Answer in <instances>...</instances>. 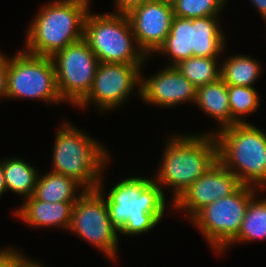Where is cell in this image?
I'll use <instances>...</instances> for the list:
<instances>
[{
    "label": "cell",
    "instance_id": "6da1fadb",
    "mask_svg": "<svg viewBox=\"0 0 266 267\" xmlns=\"http://www.w3.org/2000/svg\"><path fill=\"white\" fill-rule=\"evenodd\" d=\"M153 179L129 177L116 183L105 198L109 218L118 232L140 235L155 228L164 215L165 193Z\"/></svg>",
    "mask_w": 266,
    "mask_h": 267
},
{
    "label": "cell",
    "instance_id": "7a4b0ae2",
    "mask_svg": "<svg viewBox=\"0 0 266 267\" xmlns=\"http://www.w3.org/2000/svg\"><path fill=\"white\" fill-rule=\"evenodd\" d=\"M163 153L161 166L153 180L160 187H173L172 202L218 160V146L213 132L173 135L168 139Z\"/></svg>",
    "mask_w": 266,
    "mask_h": 267
},
{
    "label": "cell",
    "instance_id": "3957f363",
    "mask_svg": "<svg viewBox=\"0 0 266 267\" xmlns=\"http://www.w3.org/2000/svg\"><path fill=\"white\" fill-rule=\"evenodd\" d=\"M90 0H54L41 8L27 29L25 51L52 57L84 38Z\"/></svg>",
    "mask_w": 266,
    "mask_h": 267
},
{
    "label": "cell",
    "instance_id": "277c9868",
    "mask_svg": "<svg viewBox=\"0 0 266 267\" xmlns=\"http://www.w3.org/2000/svg\"><path fill=\"white\" fill-rule=\"evenodd\" d=\"M218 160L244 185L266 188V133L249 123L213 133ZM257 185V186H256Z\"/></svg>",
    "mask_w": 266,
    "mask_h": 267
},
{
    "label": "cell",
    "instance_id": "5b68a950",
    "mask_svg": "<svg viewBox=\"0 0 266 267\" xmlns=\"http://www.w3.org/2000/svg\"><path fill=\"white\" fill-rule=\"evenodd\" d=\"M58 129L51 172L73 178L85 190L98 188L110 157L105 147L69 122Z\"/></svg>",
    "mask_w": 266,
    "mask_h": 267
},
{
    "label": "cell",
    "instance_id": "8992f818",
    "mask_svg": "<svg viewBox=\"0 0 266 267\" xmlns=\"http://www.w3.org/2000/svg\"><path fill=\"white\" fill-rule=\"evenodd\" d=\"M84 39L99 62L143 65L147 58L136 43L125 13L91 14L89 11Z\"/></svg>",
    "mask_w": 266,
    "mask_h": 267
},
{
    "label": "cell",
    "instance_id": "52a82bcc",
    "mask_svg": "<svg viewBox=\"0 0 266 267\" xmlns=\"http://www.w3.org/2000/svg\"><path fill=\"white\" fill-rule=\"evenodd\" d=\"M256 188L242 184L234 193L201 208L190 219L217 252H224L237 237L247 206L257 195Z\"/></svg>",
    "mask_w": 266,
    "mask_h": 267
},
{
    "label": "cell",
    "instance_id": "ba28073f",
    "mask_svg": "<svg viewBox=\"0 0 266 267\" xmlns=\"http://www.w3.org/2000/svg\"><path fill=\"white\" fill-rule=\"evenodd\" d=\"M28 98L49 103L64 102L59 95L51 57L34 55L25 50L8 58L7 98Z\"/></svg>",
    "mask_w": 266,
    "mask_h": 267
},
{
    "label": "cell",
    "instance_id": "9c48e42d",
    "mask_svg": "<svg viewBox=\"0 0 266 267\" xmlns=\"http://www.w3.org/2000/svg\"><path fill=\"white\" fill-rule=\"evenodd\" d=\"M102 185L93 190L82 189L81 196L73 204L71 224L68 231H73L84 241L95 245L112 260L116 258L118 230L112 225Z\"/></svg>",
    "mask_w": 266,
    "mask_h": 267
},
{
    "label": "cell",
    "instance_id": "30bf717a",
    "mask_svg": "<svg viewBox=\"0 0 266 267\" xmlns=\"http://www.w3.org/2000/svg\"><path fill=\"white\" fill-rule=\"evenodd\" d=\"M51 59L60 97L76 106L92 87L98 59L84 38L69 44Z\"/></svg>",
    "mask_w": 266,
    "mask_h": 267
},
{
    "label": "cell",
    "instance_id": "8fae6325",
    "mask_svg": "<svg viewBox=\"0 0 266 267\" xmlns=\"http://www.w3.org/2000/svg\"><path fill=\"white\" fill-rule=\"evenodd\" d=\"M141 67L143 66L99 62L90 91L76 107L84 109L94 103L101 111L116 109L128 99L135 86H139L137 93L141 95Z\"/></svg>",
    "mask_w": 266,
    "mask_h": 267
},
{
    "label": "cell",
    "instance_id": "7c38bea8",
    "mask_svg": "<svg viewBox=\"0 0 266 267\" xmlns=\"http://www.w3.org/2000/svg\"><path fill=\"white\" fill-rule=\"evenodd\" d=\"M139 49L147 55L157 52L169 35L174 12L172 4L145 1L126 13Z\"/></svg>",
    "mask_w": 266,
    "mask_h": 267
},
{
    "label": "cell",
    "instance_id": "4fadbf2b",
    "mask_svg": "<svg viewBox=\"0 0 266 267\" xmlns=\"http://www.w3.org/2000/svg\"><path fill=\"white\" fill-rule=\"evenodd\" d=\"M241 185L238 177L217 160L171 204L176 209L186 210L191 219L201 208L229 196Z\"/></svg>",
    "mask_w": 266,
    "mask_h": 267
},
{
    "label": "cell",
    "instance_id": "5bb4252c",
    "mask_svg": "<svg viewBox=\"0 0 266 267\" xmlns=\"http://www.w3.org/2000/svg\"><path fill=\"white\" fill-rule=\"evenodd\" d=\"M197 88L175 66L165 67L154 76L141 78L140 99L170 107L186 101L195 103Z\"/></svg>",
    "mask_w": 266,
    "mask_h": 267
},
{
    "label": "cell",
    "instance_id": "9a60e30c",
    "mask_svg": "<svg viewBox=\"0 0 266 267\" xmlns=\"http://www.w3.org/2000/svg\"><path fill=\"white\" fill-rule=\"evenodd\" d=\"M75 202L50 203L40 201L33 195L27 199L20 208L15 210L19 219L34 227L59 226L69 229L72 209Z\"/></svg>",
    "mask_w": 266,
    "mask_h": 267
},
{
    "label": "cell",
    "instance_id": "2e32d148",
    "mask_svg": "<svg viewBox=\"0 0 266 267\" xmlns=\"http://www.w3.org/2000/svg\"><path fill=\"white\" fill-rule=\"evenodd\" d=\"M195 104L219 122L220 126L218 131L237 124L231 118L228 86L222 79L198 87Z\"/></svg>",
    "mask_w": 266,
    "mask_h": 267
},
{
    "label": "cell",
    "instance_id": "e0dca14e",
    "mask_svg": "<svg viewBox=\"0 0 266 267\" xmlns=\"http://www.w3.org/2000/svg\"><path fill=\"white\" fill-rule=\"evenodd\" d=\"M218 16L192 19V50L196 57H219L224 50L225 34L220 30Z\"/></svg>",
    "mask_w": 266,
    "mask_h": 267
},
{
    "label": "cell",
    "instance_id": "ac0fdd59",
    "mask_svg": "<svg viewBox=\"0 0 266 267\" xmlns=\"http://www.w3.org/2000/svg\"><path fill=\"white\" fill-rule=\"evenodd\" d=\"M38 177L33 196L40 201L76 202L81 196L80 193L76 194V191L83 186L71 177L51 171Z\"/></svg>",
    "mask_w": 266,
    "mask_h": 267
},
{
    "label": "cell",
    "instance_id": "d6986e66",
    "mask_svg": "<svg viewBox=\"0 0 266 267\" xmlns=\"http://www.w3.org/2000/svg\"><path fill=\"white\" fill-rule=\"evenodd\" d=\"M157 53L167 54L172 59L168 66L192 57V19L174 16L169 35Z\"/></svg>",
    "mask_w": 266,
    "mask_h": 267
},
{
    "label": "cell",
    "instance_id": "ffe728a7",
    "mask_svg": "<svg viewBox=\"0 0 266 267\" xmlns=\"http://www.w3.org/2000/svg\"><path fill=\"white\" fill-rule=\"evenodd\" d=\"M1 163L7 191L23 195L24 199L31 197L39 176L38 171L26 161L16 158H7Z\"/></svg>",
    "mask_w": 266,
    "mask_h": 267
},
{
    "label": "cell",
    "instance_id": "44dd1931",
    "mask_svg": "<svg viewBox=\"0 0 266 267\" xmlns=\"http://www.w3.org/2000/svg\"><path fill=\"white\" fill-rule=\"evenodd\" d=\"M260 72L259 62L245 55L230 56L221 65V79L227 86L253 87Z\"/></svg>",
    "mask_w": 266,
    "mask_h": 267
},
{
    "label": "cell",
    "instance_id": "7402d4cb",
    "mask_svg": "<svg viewBox=\"0 0 266 267\" xmlns=\"http://www.w3.org/2000/svg\"><path fill=\"white\" fill-rule=\"evenodd\" d=\"M219 57L192 56L179 62L175 67L196 88L217 82L221 79V64L218 66ZM219 67V68H218Z\"/></svg>",
    "mask_w": 266,
    "mask_h": 267
},
{
    "label": "cell",
    "instance_id": "603a6c76",
    "mask_svg": "<svg viewBox=\"0 0 266 267\" xmlns=\"http://www.w3.org/2000/svg\"><path fill=\"white\" fill-rule=\"evenodd\" d=\"M256 239H266V198L257 200L253 197L250 200L238 235L230 244Z\"/></svg>",
    "mask_w": 266,
    "mask_h": 267
},
{
    "label": "cell",
    "instance_id": "cb8c5ba5",
    "mask_svg": "<svg viewBox=\"0 0 266 267\" xmlns=\"http://www.w3.org/2000/svg\"><path fill=\"white\" fill-rule=\"evenodd\" d=\"M229 105L231 110V118L237 123H247L244 114L256 112L259 105V94L255 87L247 86H228ZM241 118V119H240ZM244 120V121H243Z\"/></svg>",
    "mask_w": 266,
    "mask_h": 267
},
{
    "label": "cell",
    "instance_id": "d4e9b609",
    "mask_svg": "<svg viewBox=\"0 0 266 267\" xmlns=\"http://www.w3.org/2000/svg\"><path fill=\"white\" fill-rule=\"evenodd\" d=\"M227 0H176L172 4L174 16L194 19L219 16Z\"/></svg>",
    "mask_w": 266,
    "mask_h": 267
},
{
    "label": "cell",
    "instance_id": "484cf974",
    "mask_svg": "<svg viewBox=\"0 0 266 267\" xmlns=\"http://www.w3.org/2000/svg\"><path fill=\"white\" fill-rule=\"evenodd\" d=\"M8 58L0 53V97L7 98Z\"/></svg>",
    "mask_w": 266,
    "mask_h": 267
},
{
    "label": "cell",
    "instance_id": "4316f807",
    "mask_svg": "<svg viewBox=\"0 0 266 267\" xmlns=\"http://www.w3.org/2000/svg\"><path fill=\"white\" fill-rule=\"evenodd\" d=\"M20 252L14 251L10 248H3L0 250V267H11L15 258Z\"/></svg>",
    "mask_w": 266,
    "mask_h": 267
},
{
    "label": "cell",
    "instance_id": "83f0119b",
    "mask_svg": "<svg viewBox=\"0 0 266 267\" xmlns=\"http://www.w3.org/2000/svg\"><path fill=\"white\" fill-rule=\"evenodd\" d=\"M145 1L149 0H116L115 6L117 7L118 13H127L129 10L137 5H141Z\"/></svg>",
    "mask_w": 266,
    "mask_h": 267
},
{
    "label": "cell",
    "instance_id": "f1b7e54d",
    "mask_svg": "<svg viewBox=\"0 0 266 267\" xmlns=\"http://www.w3.org/2000/svg\"><path fill=\"white\" fill-rule=\"evenodd\" d=\"M14 267H42L37 262L31 261V259L26 258L21 253L15 258L13 262Z\"/></svg>",
    "mask_w": 266,
    "mask_h": 267
},
{
    "label": "cell",
    "instance_id": "f546056e",
    "mask_svg": "<svg viewBox=\"0 0 266 267\" xmlns=\"http://www.w3.org/2000/svg\"><path fill=\"white\" fill-rule=\"evenodd\" d=\"M252 4L259 11L263 20H266V0H252Z\"/></svg>",
    "mask_w": 266,
    "mask_h": 267
},
{
    "label": "cell",
    "instance_id": "4dcf8cb0",
    "mask_svg": "<svg viewBox=\"0 0 266 267\" xmlns=\"http://www.w3.org/2000/svg\"><path fill=\"white\" fill-rule=\"evenodd\" d=\"M7 191L5 179H4V171H3V165L0 162V196L3 195L4 192Z\"/></svg>",
    "mask_w": 266,
    "mask_h": 267
},
{
    "label": "cell",
    "instance_id": "1f68e13d",
    "mask_svg": "<svg viewBox=\"0 0 266 267\" xmlns=\"http://www.w3.org/2000/svg\"><path fill=\"white\" fill-rule=\"evenodd\" d=\"M158 1H162V2H165V3L173 4L176 0H158Z\"/></svg>",
    "mask_w": 266,
    "mask_h": 267
}]
</instances>
